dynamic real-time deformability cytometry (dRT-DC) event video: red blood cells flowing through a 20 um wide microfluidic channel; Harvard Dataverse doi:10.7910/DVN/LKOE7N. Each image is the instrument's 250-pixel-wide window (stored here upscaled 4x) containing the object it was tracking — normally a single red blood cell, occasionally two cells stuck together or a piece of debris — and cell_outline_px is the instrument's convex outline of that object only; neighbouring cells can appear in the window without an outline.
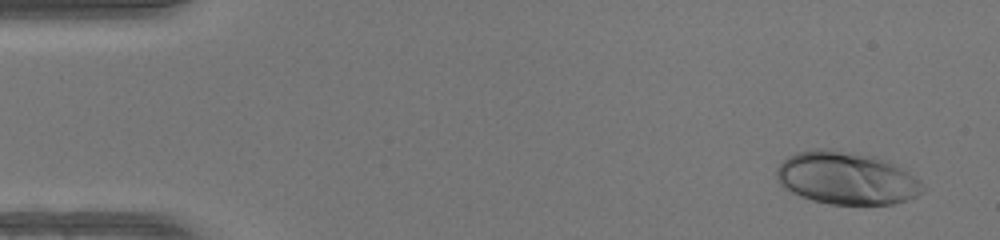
{"species": "human", "species_latin": "Homo sapiens", "temperature_condition": "warm", "stored_images_in_passage": 48, "camera_frame_rate_fps": 3000, "um_per_image_px": 0.085, "donor": {"sex": "female"}, "frame": {"image": 1, "passage_image": 3, "time_ms": 0.667, "image_size_px": [1000, 240], "cell_outline_px": [[928, 188], [924, 192], [908, 200], [892, 204], [828, 204], [812, 200], [800, 196], [784, 188], [776, 180], [776, 168], [788, 156], [796, 152], [816, 148], [832, 148], [876, 156], [888, 160], [896, 164], [920, 180]], "centroid_in_image_um": [71.97, 15.13], "position_along_channel_um": 13.0, "area_um2": 45.6}}
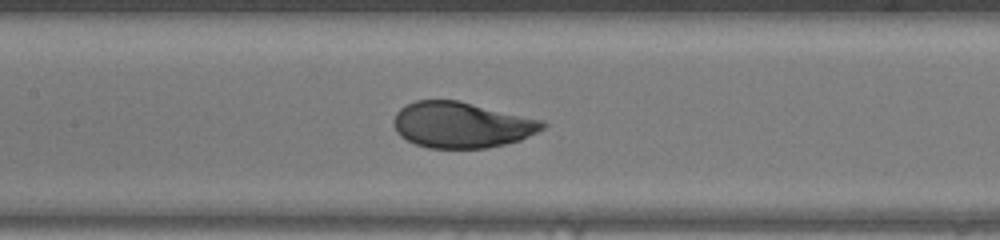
{"frame": {"image": 2, "passage_image": 23, "time_ms": 7.333, "image_size_px": [1000, 240], "cell_outline_px": [[548, 124], [544, 128], [520, 140], [488, 148], [428, 148], [416, 144], [400, 136], [396, 132], [392, 120], [396, 112], [400, 108], [416, 100], [460, 100], [544, 120]], "centroid_in_image_um": [39.24, 10.61], "position_along_channel_um": 168.2, "area_um2": 40.06}}
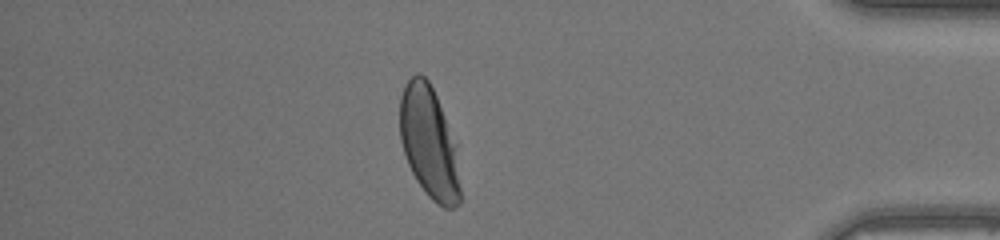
{"frame": {"image": 3, "passage_image": 42, "time_ms": 13.667, "image_size_px": [1000, 240], "cell_outline_px": [[460, 204], [452, 208], [444, 208], [432, 200], [428, 196], [416, 180], [408, 164], [400, 140], [400, 96], [404, 84], [416, 72], [420, 72], [428, 80], [436, 96], [456, 144], [460, 188]], "centroid_in_image_um": [36.46, 12.12], "position_along_channel_um": 398.7, "area_um2": 39.3}, "authors_computed_cell_mechanics": {"area_um2": 40.46, "velocity_mm_per_s": 4.2534, "shape_relaxation_time_tau1_ms": 2.6391, "shape_relaxation_time_tau2_ms": null, "deformation_change_tau1": 0.1751, "deformation_change_tau2": null}}